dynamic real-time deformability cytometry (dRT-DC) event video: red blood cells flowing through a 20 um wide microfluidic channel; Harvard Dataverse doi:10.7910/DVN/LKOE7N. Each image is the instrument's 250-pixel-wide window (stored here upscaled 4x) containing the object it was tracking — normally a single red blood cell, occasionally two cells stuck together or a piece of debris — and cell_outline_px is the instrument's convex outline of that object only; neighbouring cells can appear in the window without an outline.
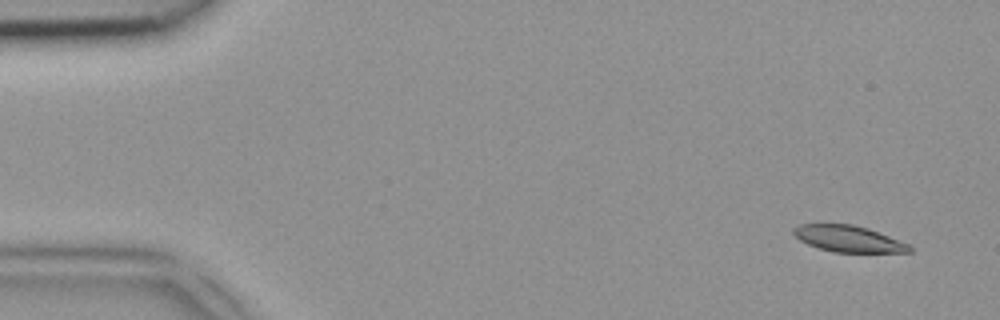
{"species": "common noctule bat (a hibernating species)", "species_latin": "Nyctalus noctula", "temperature_condition": "room temperature", "stored_images_in_passage": 46, "camera_frame_rate_fps": 3000, "um_per_image_px": 0.085, "animal": {"sex": "female", "body_mass_g": 18.4}, "frame": {"image": 1, "passage_image": 1, "time_ms": 0.0, "image_size_px": [1000, 320], "cell_outline_px": [[912, 252], [832, 252], [808, 244], [800, 240], [792, 232], [792, 228], [800, 224], [852, 224], [868, 228], [908, 244], [912, 248]], "centroid_in_image_um": [72.09, 20.29], "position_along_channel_um": 12.9, "area_um2": 17.63}}
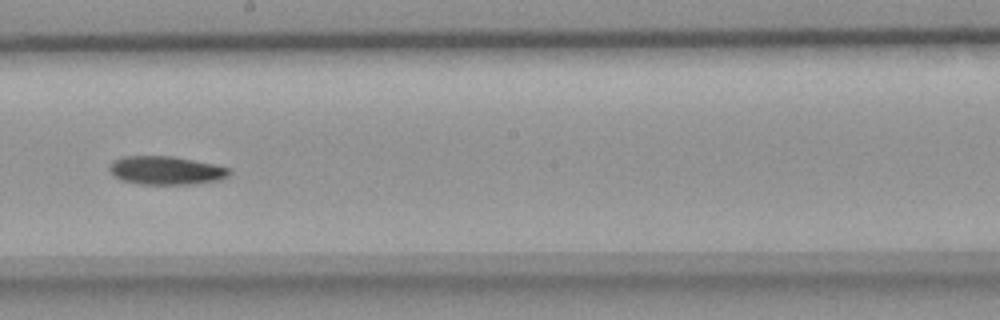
{"frame": {"image": 2, "passage_image": 25, "time_ms": 8.0, "image_size_px": [1000, 320], "cell_outline_px": [[232, 172], [228, 176], [220, 180], [196, 184], [140, 184], [124, 180], [112, 176], [108, 168], [108, 164], [112, 160], [124, 156], [172, 156], [232, 168]], "centroid_in_image_um": [14.1, 14.48], "position_along_channel_um": 234.1, "area_um2": 20.06}}
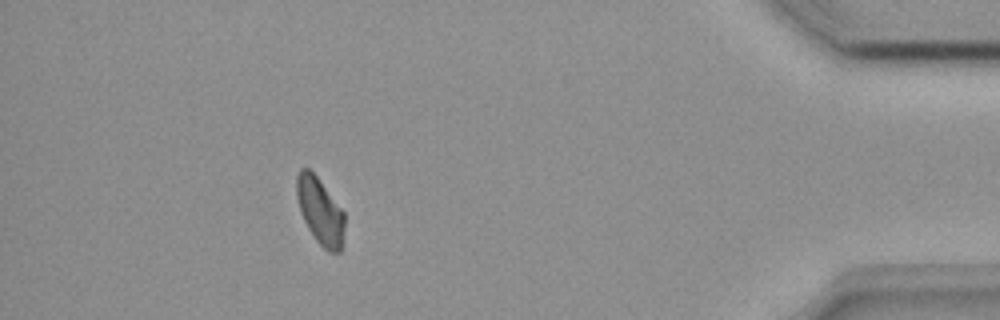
{"frame": {"image": 3, "passage_image": 41, "time_ms": 13.333, "image_size_px": [1000, 320], "cell_outline_px": [[344, 228], [340, 252], [328, 252], [316, 240], [308, 228], [300, 212], [296, 196], [296, 176], [300, 168], [308, 168], [316, 176], [344, 212]], "centroid_in_image_um": [27.18, 17.93], "position_along_channel_um": 408.0, "area_um2": 18.38}}